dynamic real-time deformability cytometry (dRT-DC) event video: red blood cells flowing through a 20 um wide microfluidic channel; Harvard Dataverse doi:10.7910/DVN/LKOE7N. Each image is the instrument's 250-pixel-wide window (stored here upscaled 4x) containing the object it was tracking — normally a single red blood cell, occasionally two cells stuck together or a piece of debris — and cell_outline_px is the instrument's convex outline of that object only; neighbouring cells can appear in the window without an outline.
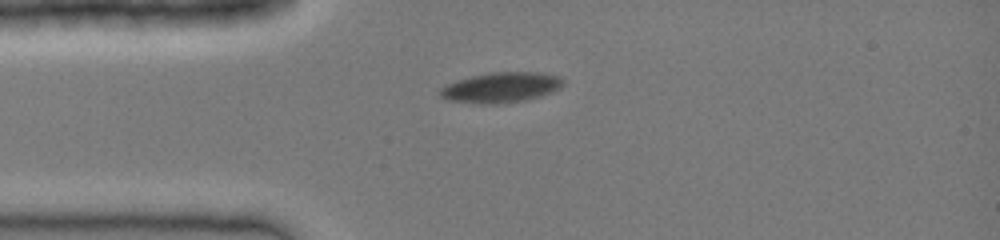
{"species": "common noctule bat (a hibernating species)", "species_latin": "Nyctalus noctula", "temperature_condition": "cold", "stored_images_in_passage": 33, "camera_frame_rate_fps": 3000, "um_per_image_px": 0.085, "animal": {"sex": "female", "body_mass_g": 19.0, "forearm_length_mm": 51.5}, "frame": {"image": 1, "passage_image": 1, "time_ms": 0.0, "image_size_px": [1000, 240], "cell_outline_px": [[564, 84], [560, 88], [552, 92], [528, 100], [496, 104], [480, 104], [448, 100], [440, 96], [440, 88], [448, 84], [472, 76], [492, 72], [536, 72], [560, 76], [564, 80]], "centroid_in_image_um": [42.63, 7.44], "position_along_channel_um": 42.4, "area_um2": 21.68}}
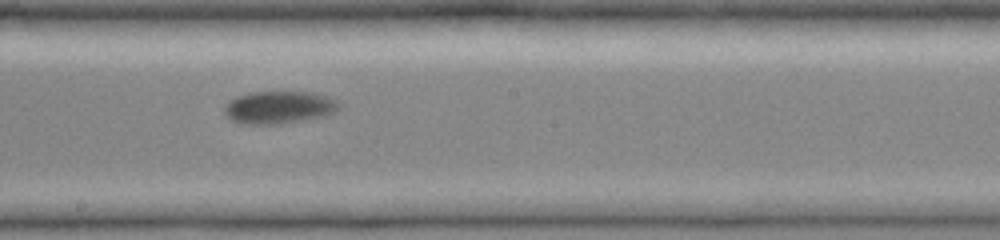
{"frame": {"image": 2, "passage_image": 14, "time_ms": 4.333, "image_size_px": [1000, 240], "cell_outline_px": [[340, 108], [324, 116], [280, 124], [244, 124], [232, 120], [224, 112], [224, 108], [236, 96], [252, 92], [312, 92], [328, 96], [336, 100], [340, 104]], "centroid_in_image_um": [23.73, 9.12], "position_along_channel_um": 224.5, "area_um2": 21.56}}
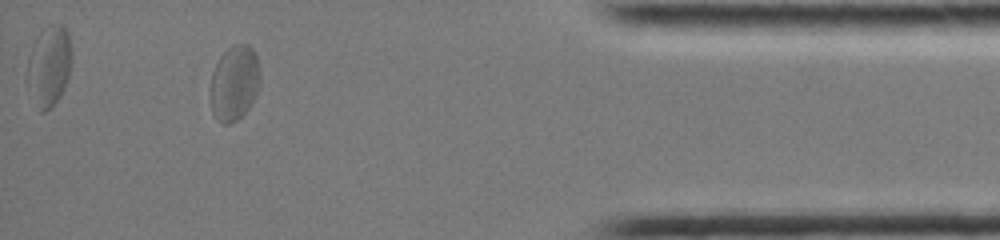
{"frame": {"image": 3, "passage_image": 29, "time_ms": 9.333, "image_size_px": [1000, 240], "cell_outline_px": [[260, 80], [252, 104], [236, 120], [228, 124], [224, 124], [216, 120], [212, 112], [208, 88], [212, 72], [220, 56], [232, 44], [248, 44], [256, 52], [260, 72]], "centroid_in_image_um": [19.89, 7.04], "position_along_channel_um": 415.3, "area_um2": 22.2}}